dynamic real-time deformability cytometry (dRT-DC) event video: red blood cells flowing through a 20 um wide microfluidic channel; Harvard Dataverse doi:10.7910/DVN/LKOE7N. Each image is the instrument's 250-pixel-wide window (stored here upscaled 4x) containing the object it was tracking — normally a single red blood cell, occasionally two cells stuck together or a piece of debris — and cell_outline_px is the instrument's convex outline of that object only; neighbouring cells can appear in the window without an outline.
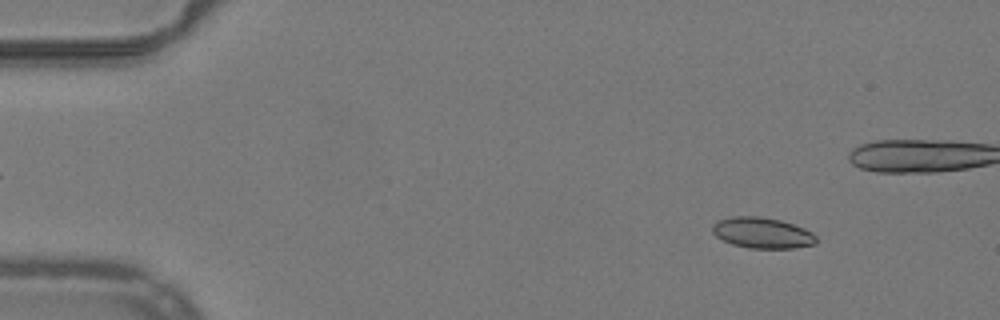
{"species": "common noctule bat (a hibernating species)", "species_latin": "Nyctalus noctula", "temperature_condition": "warm", "stored_images_in_passage": 42, "camera_frame_rate_fps": 3000, "um_per_image_px": 0.085, "animal": {"sex": "male", "body_mass_g": 19.2, "forearm_length_mm": 51.8}, "frame": {"image": 1, "passage_image": 6, "time_ms": 1.667, "image_size_px": [1000, 320], "cell_outline_px": [[816, 244], [792, 248], [748, 248], [732, 244], [716, 236], [712, 232], [712, 224], [716, 220], [732, 216], [760, 216], [780, 220], [804, 228], [812, 232], [816, 236]], "centroid_in_image_um": [64.77, 19.78], "position_along_channel_um": 20.2, "area_um2": 18.73}}
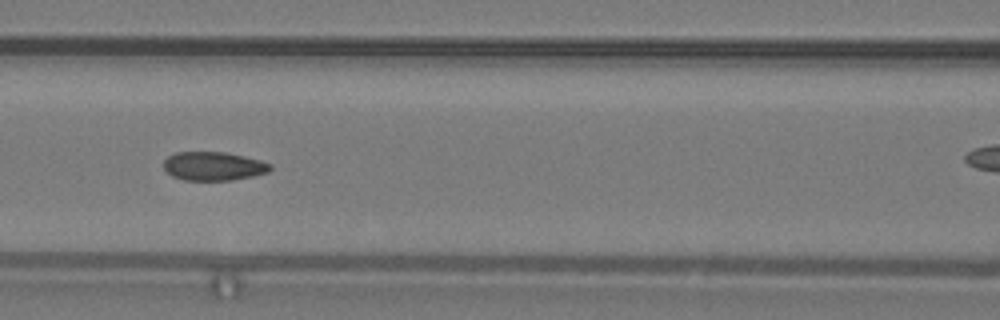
{"frame": {"image": 2, "passage_image": 23, "time_ms": 7.333, "image_size_px": [1000, 320], "cell_outline_px": [[272, 168], [268, 172], [252, 176], [232, 180], [184, 180], [172, 176], [164, 168], [164, 160], [168, 156], [176, 152], [224, 152], [244, 156], [260, 160], [272, 164]], "centroid_in_image_um": [18.15, 14.12], "position_along_channel_um": 148.4, "area_um2": 17.8}}
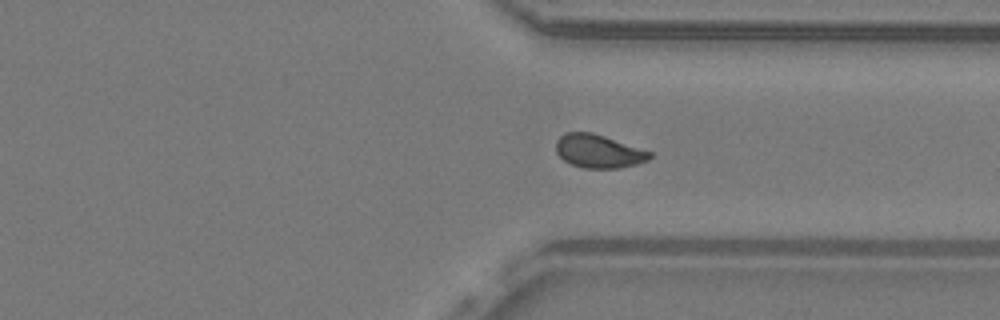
{"frame": {"image": 3, "passage_image": 39, "time_ms": 12.667, "image_size_px": [1000, 320], "cell_outline_px": [[652, 156], [648, 160], [636, 164], [620, 168], [584, 168], [572, 164], [564, 160], [556, 152], [556, 140], [560, 136], [568, 132], [592, 132], [652, 152]], "centroid_in_image_um": [50.87, 12.85], "position_along_channel_um": 360.5, "area_um2": 18.09}}